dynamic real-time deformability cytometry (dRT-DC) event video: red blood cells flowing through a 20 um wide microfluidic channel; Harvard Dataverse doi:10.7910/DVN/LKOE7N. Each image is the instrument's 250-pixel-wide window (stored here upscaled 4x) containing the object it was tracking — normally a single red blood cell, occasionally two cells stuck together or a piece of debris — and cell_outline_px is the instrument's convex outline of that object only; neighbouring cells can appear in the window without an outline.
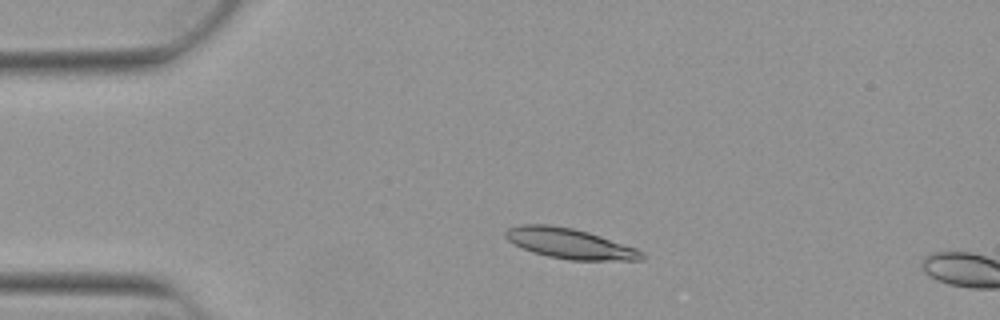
{"species": "Egyptian fruit bat (a non-hibernating species)", "species_latin": "Rousettus aegyptiacus", "temperature_condition": "warm", "stored_images_in_passage": 12, "camera_frame_rate_fps": 3000, "um_per_image_px": 0.085, "animal": {"sex": "female"}, "frame": {"image": 1, "passage_image": 9, "time_ms": 2.667, "image_size_px": [1000, 320], "cell_outline_px": [[644, 260], [572, 260], [548, 256], [532, 252], [508, 240], [504, 236], [504, 232], [508, 228], [520, 224], [548, 224], [572, 228], [588, 232], [636, 248], [644, 252]], "centroid_in_image_um": [48.43, 20.69], "position_along_channel_um": 36.6, "area_um2": 23.87}}